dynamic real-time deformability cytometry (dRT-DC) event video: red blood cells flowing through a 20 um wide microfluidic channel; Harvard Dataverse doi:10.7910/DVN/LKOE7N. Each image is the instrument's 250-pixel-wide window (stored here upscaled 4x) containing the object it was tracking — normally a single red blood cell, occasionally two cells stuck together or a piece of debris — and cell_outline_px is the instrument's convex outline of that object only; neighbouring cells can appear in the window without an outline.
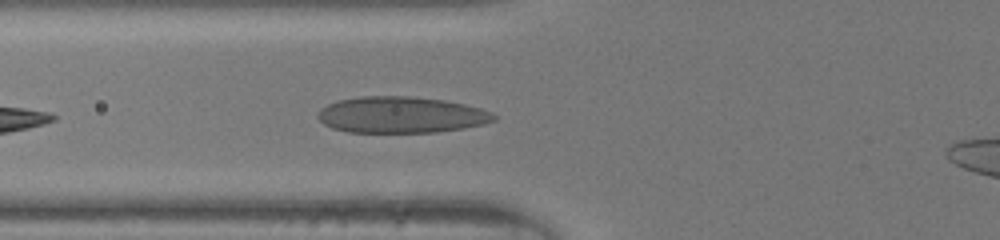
{"species": "human", "species_latin": "Homo sapiens", "temperature_condition": "room temperature", "stored_images_in_passage": 29, "camera_frame_rate_fps": 3000, "um_per_image_px": 0.085, "donor": {"sex": "male"}, "frame": {"image": 1, "passage_image": 3, "time_ms": 0.667, "image_size_px": [1000, 240], "cell_outline_px": [[496, 120], [484, 124], [464, 128], [436, 132], [348, 132], [332, 128], [324, 124], [316, 116], [320, 108], [328, 104], [340, 100], [360, 96], [408, 96], [444, 100], [464, 104], [480, 108], [492, 112], [496, 116]], "centroid_in_image_um": [34.09, 9.76], "position_along_channel_um": 91.7, "area_um2": 37.28}}
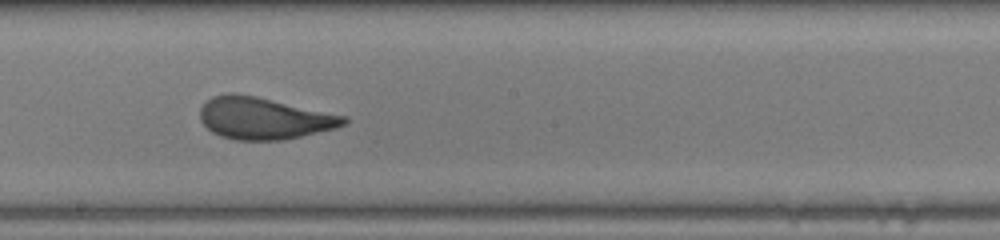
{"frame": {"image": 2, "passage_image": 12, "time_ms": 3.667, "image_size_px": [1000, 240], "cell_outline_px": [[348, 120], [344, 124], [336, 128], [284, 140], [236, 140], [220, 136], [212, 132], [200, 120], [200, 108], [212, 96], [228, 92], [236, 92], [256, 96], [348, 116]], "centroid_in_image_um": [22.42, 10.04], "position_along_channel_um": 225.8, "area_um2": 35.26}}
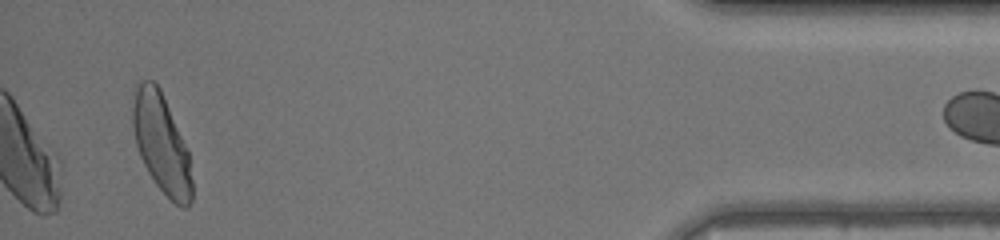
{"frame": {"image": 3, "passage_image": 29, "time_ms": 9.333, "image_size_px": [1000, 240], "cell_outline_px": [[192, 200], [188, 208], [184, 208], [176, 204], [156, 184], [148, 172], [140, 156], [136, 144], [132, 128], [132, 108], [136, 84], [140, 80], [152, 80], [160, 88], [188, 148], [192, 180]], "centroid_in_image_um": [13.72, 12.18], "position_along_channel_um": 421.5, "area_um2": 34.33}}